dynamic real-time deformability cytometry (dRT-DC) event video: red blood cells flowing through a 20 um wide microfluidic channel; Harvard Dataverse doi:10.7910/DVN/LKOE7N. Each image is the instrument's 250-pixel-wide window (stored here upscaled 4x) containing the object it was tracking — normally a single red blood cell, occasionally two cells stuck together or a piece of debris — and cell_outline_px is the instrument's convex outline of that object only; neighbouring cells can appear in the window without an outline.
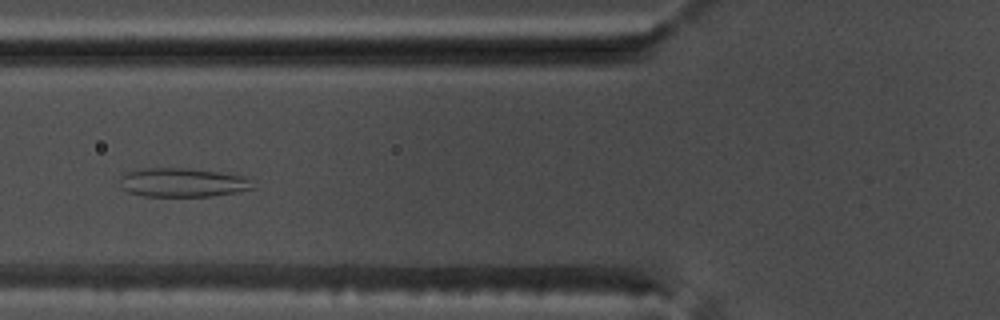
{"species": "common noctule bat (a hibernating species)", "species_latin": "Nyctalus noctula", "temperature_condition": "warm", "stored_images_in_passage": 52, "camera_frame_rate_fps": 3000, "um_per_image_px": 0.085, "animal": {"sex": "male", "body_mass_g": 17.5, "forearm_length_mm": 52.3}, "frame": {"image": 1, "passage_image": 19, "time_ms": 6.0, "image_size_px": [1000, 320], "cell_outline_px": [[256, 188], [236, 192], [212, 196], [144, 196], [128, 192], [124, 188], [120, 180], [120, 176], [124, 172], [140, 168], [188, 168], [220, 172], [248, 176], [252, 180]], "centroid_in_image_um": [15.57, 15.5], "position_along_channel_um": 110.2, "area_um2": 22.72}}
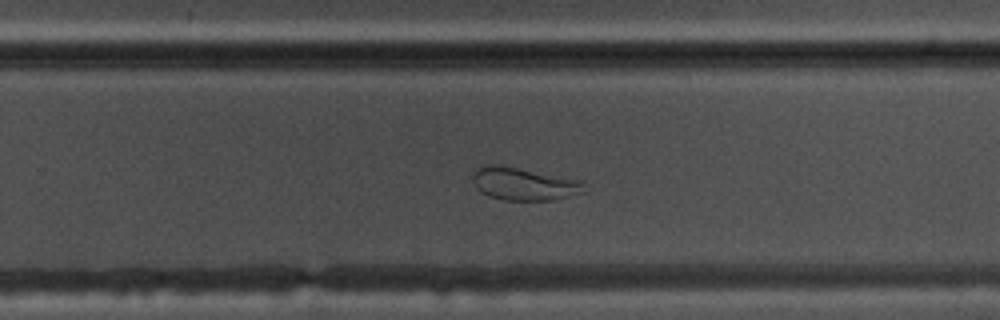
{"frame": {"image": 2, "passage_image": 33, "time_ms": 10.667, "image_size_px": [1000, 320], "cell_outline_px": [[584, 192], [556, 200], [504, 200], [488, 196], [480, 192], [476, 188], [472, 180], [472, 172], [476, 168], [484, 164], [500, 164], [584, 180]], "centroid_in_image_um": [44.51, 15.61], "position_along_channel_um": 285.3, "area_um2": 21.85}}
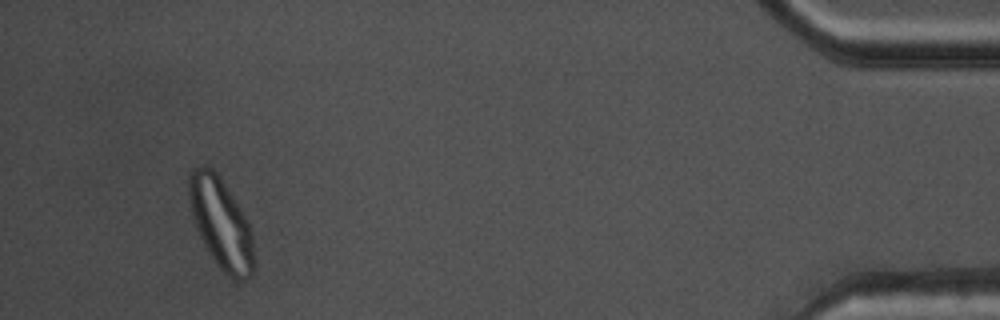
{"frame": {"image": 3, "passage_image": 49, "time_ms": 16.0, "image_size_px": [1000, 320], "cell_outline_px": [[256, 268], [252, 276], [244, 280], [232, 280], [216, 264], [204, 244], [196, 228], [192, 216], [188, 192], [188, 180], [192, 168], [200, 164], [204, 164], [212, 168], [216, 172], [248, 220], [252, 232], [256, 264]], "centroid_in_image_um": [18.81, 19.02], "position_along_channel_um": 416.4, "area_um2": 34.74}, "authors_computed_cell_mechanics": {"area_um2": 29.8537, "velocity_mm_per_s": 3.7523, "shape_relaxation_time_tau1_ms": null, "shape_relaxation_time_tau2_ms": 0.9522, "deformation_change_tau1": null, "deformation_change_tau2": 0.0636}}